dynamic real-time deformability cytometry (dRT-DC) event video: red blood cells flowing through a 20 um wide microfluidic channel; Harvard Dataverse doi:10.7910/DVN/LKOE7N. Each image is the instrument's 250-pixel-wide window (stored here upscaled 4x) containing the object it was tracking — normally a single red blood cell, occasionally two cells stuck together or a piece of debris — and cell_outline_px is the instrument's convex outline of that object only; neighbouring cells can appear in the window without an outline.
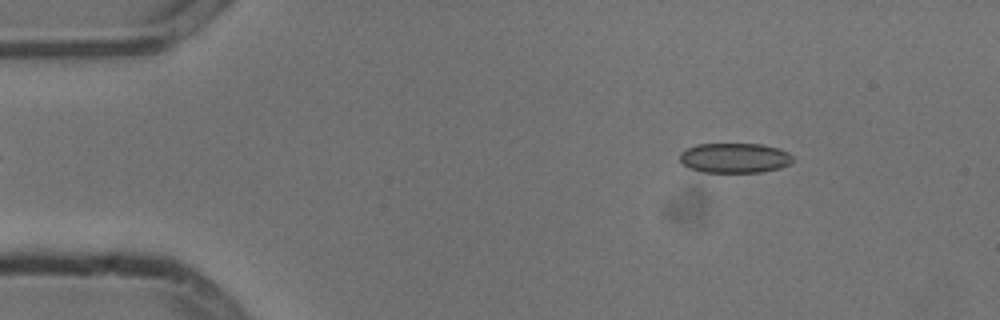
{"species": "common noctule bat (a hibernating species)", "species_latin": "Nyctalus noctula", "temperature_condition": "cold", "stored_images_in_passage": 47, "camera_frame_rate_fps": 3000, "um_per_image_px": 0.085, "animal": {"sex": "male", "body_mass_g": 13.3}, "frame": {"image": 1, "passage_image": 1, "time_ms": 0.0, "image_size_px": [1000, 320], "cell_outline_px": [[792, 160], [788, 164], [780, 168], [760, 172], [700, 172], [688, 168], [680, 160], [680, 152], [696, 144], [760, 144], [776, 148], [788, 152], [792, 156]], "centroid_in_image_um": [62.4, 13.43], "position_along_channel_um": 22.6, "area_um2": 19.59}}
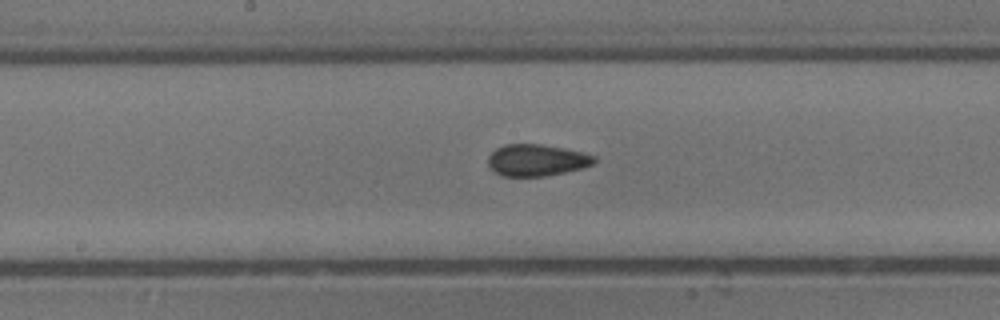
{"frame": {"image": 2, "passage_image": 21, "time_ms": 6.667, "image_size_px": [1000, 320], "cell_outline_px": [[596, 160], [592, 164], [580, 168], [564, 172], [544, 176], [500, 176], [488, 164], [488, 156], [496, 148], [504, 144], [540, 144], [564, 148], [596, 156]], "centroid_in_image_um": [45.58, 13.61], "position_along_channel_um": 202.6, "area_um2": 19.42}}
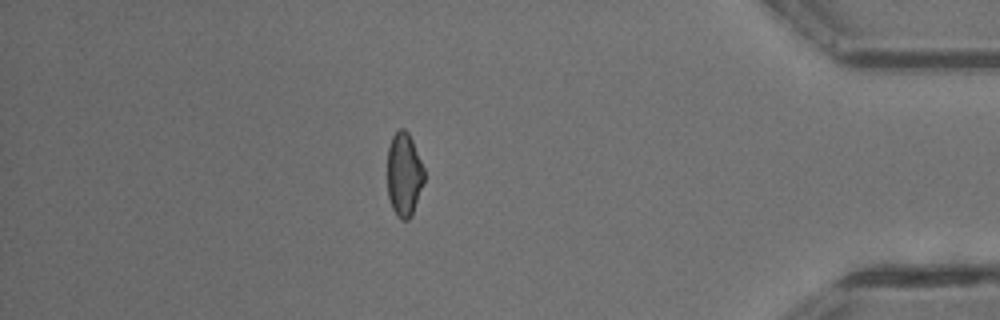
{"frame": {"image": 3, "passage_image": 40, "time_ms": 13.0, "image_size_px": [1000, 320], "cell_outline_px": [[424, 184], [412, 216], [408, 220], [400, 220], [396, 216], [392, 208], [388, 196], [388, 148], [392, 136], [400, 128], [404, 128], [408, 132], [412, 140], [424, 168]], "centroid_in_image_um": [34.35, 14.87], "position_along_channel_um": 400.8, "area_um2": 18.15}, "authors_computed_cell_mechanics": {"area_um2": 19.4208, "velocity_mm_per_s": 3.8105, "shape_relaxation_time_tau1_ms": 6.9218, "shape_relaxation_time_tau2_ms": 1.9331, "deformation_change_tau1": 0.1181, "deformation_change_tau2": 0.0804}}